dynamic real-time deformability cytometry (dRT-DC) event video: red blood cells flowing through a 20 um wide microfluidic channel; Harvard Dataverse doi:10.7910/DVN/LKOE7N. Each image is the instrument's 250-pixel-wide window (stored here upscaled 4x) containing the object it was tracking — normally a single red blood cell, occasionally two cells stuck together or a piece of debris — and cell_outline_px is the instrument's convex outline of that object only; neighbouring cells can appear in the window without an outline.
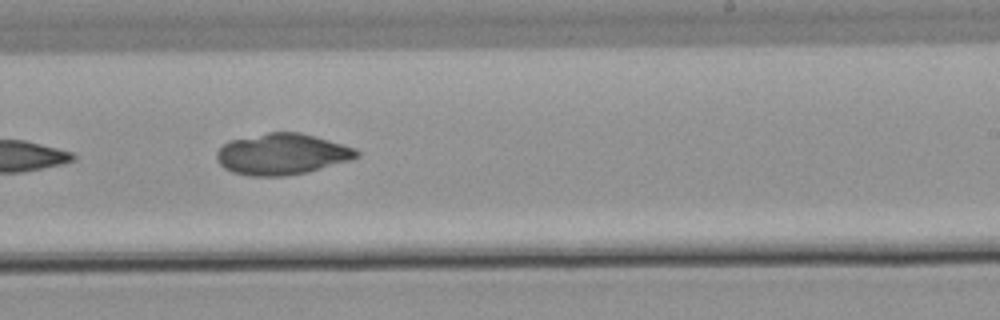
{"species": "common noctule bat (a hibernating species)", "species_latin": "Nyctalus noctula", "temperature_condition": "warm", "stored_images_in_passage": 14, "camera_frame_rate_fps": 3000, "um_per_image_px": 0.085, "animal": {"sex": "male", "body_mass_g": 21.5, "forearm_length_mm": 52.0}, "frame": {"image": 1, "passage_image": 10, "time_ms": 12.0, "image_size_px": [1000, 320], "cell_outline_px": [[360, 156], [352, 160], [304, 172], [284, 176], [252, 176], [232, 172], [224, 168], [216, 160], [216, 152], [228, 140], [268, 132], [300, 132], [316, 136], [356, 148], [360, 152]], "centroid_in_image_um": [23.97, 13.09], "position_along_channel_um": 265.0, "area_um2": 33.64}, "authors_computed_cell_mechanics": {"area_um2": 20.0566, "velocity_mm_per_s": 3.4143, "shape_relaxation_time_tau1_ms": 1.5445, "shape_relaxation_time_tau2_ms": null, "deformation_change_tau1": 0.131, "deformation_change_tau2": null}}